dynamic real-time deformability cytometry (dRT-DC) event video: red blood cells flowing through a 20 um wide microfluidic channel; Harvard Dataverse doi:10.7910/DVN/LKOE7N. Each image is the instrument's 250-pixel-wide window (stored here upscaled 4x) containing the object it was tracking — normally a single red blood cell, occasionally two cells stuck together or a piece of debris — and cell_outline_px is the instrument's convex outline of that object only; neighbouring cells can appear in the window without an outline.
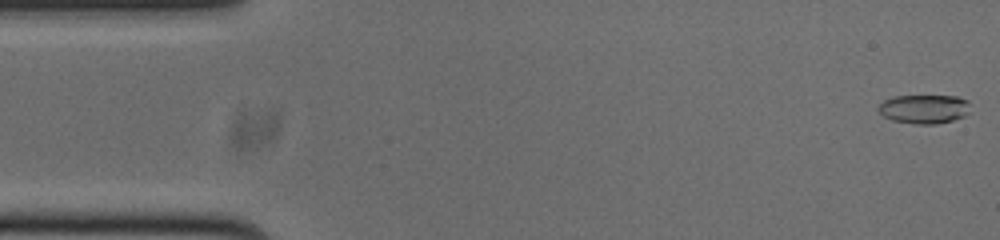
{"species": "common noctule bat (a hibernating species)", "species_latin": "Nyctalus noctula", "temperature_condition": "cold", "stored_images_in_passage": 53, "camera_frame_rate_fps": 3000, "um_per_image_px": 0.085, "animal": {"sex": "male", "body_mass_g": 20.0, "forearm_length_mm": 53.3}, "frame": {"image": 1, "passage_image": 1, "time_ms": 0.0, "image_size_px": [1000, 240], "cell_outline_px": [[968, 112], [964, 116], [952, 120], [936, 124], [916, 124], [892, 120], [884, 116], [876, 108], [884, 100], [892, 96], [956, 96], [968, 100]], "centroid_in_image_um": [78.52, 9.26], "position_along_channel_um": 6.5, "area_um2": 15.43}}
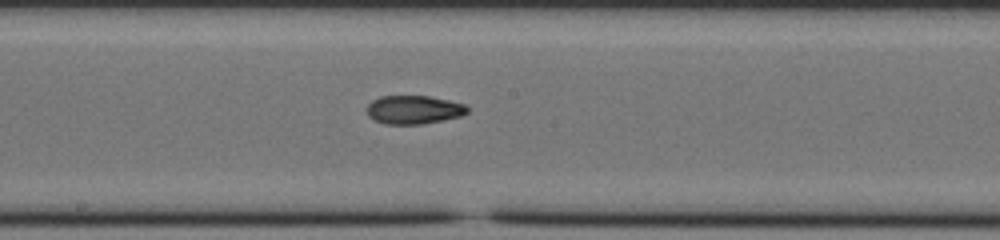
{"frame": {"image": 2, "passage_image": 27, "time_ms": 8.667, "image_size_px": [1000, 240], "cell_outline_px": [[468, 112], [460, 116], [420, 124], [384, 124], [368, 116], [368, 104], [372, 100], [380, 96], [428, 96], [448, 100], [464, 104], [468, 108]], "centroid_in_image_um": [35.15, 9.32], "position_along_channel_um": 213.0, "area_um2": 16.47}}
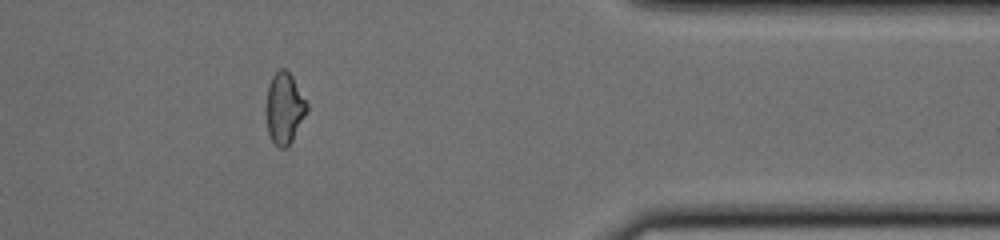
{"frame": {"image": 3, "passage_image": 43, "time_ms": 14.0, "image_size_px": [1000, 240], "cell_outline_px": [[308, 108], [288, 148], [280, 148], [272, 140], [268, 132], [268, 84], [272, 76], [280, 68], [284, 68], [292, 76], [308, 104]], "centroid_in_image_um": [24.19, 9.19], "position_along_channel_um": 387.2, "area_um2": 16.3}, "authors_computed_cell_mechanics": {"area_um2": 16.7042, "velocity_mm_per_s": 3.7883, "shape_relaxation_time_tau1_ms": 9.5447, "shape_relaxation_time_tau2_ms": 2.1262, "deformation_change_tau1": 0.2338, "deformation_change_tau2": 0.0805}}